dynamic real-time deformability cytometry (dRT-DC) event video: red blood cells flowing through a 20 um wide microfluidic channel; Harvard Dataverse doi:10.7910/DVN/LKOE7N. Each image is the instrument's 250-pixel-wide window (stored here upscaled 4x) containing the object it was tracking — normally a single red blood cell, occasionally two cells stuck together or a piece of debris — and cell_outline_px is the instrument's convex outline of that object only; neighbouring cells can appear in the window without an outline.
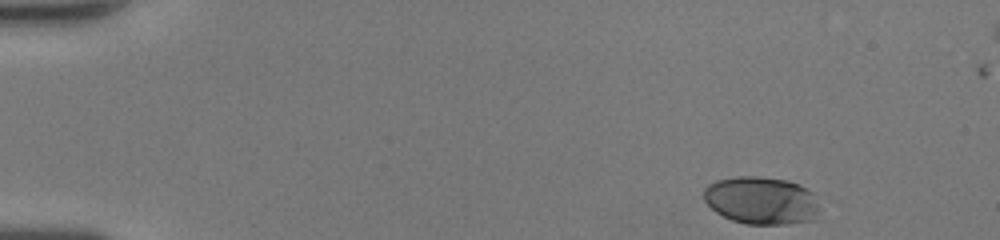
{"species": "human", "species_latin": "Homo sapiens", "temperature_condition": "room temperature", "stored_images_in_passage": 40, "camera_frame_rate_fps": 3000, "um_per_image_px": 0.085, "donor": {"sex": "female"}, "frame": {"image": 1, "passage_image": 1, "time_ms": 0.0, "image_size_px": [1000, 240], "cell_outline_px": [[816, 220], [788, 224], [748, 224], [732, 220], [716, 212], [704, 200], [704, 188], [708, 184], [716, 180], [736, 176], [760, 176], [788, 180], [800, 184], [812, 192], [816, 204]], "centroid_in_image_um": [64.69, 17.03], "position_along_channel_um": 20.3, "area_um2": 32.19}}
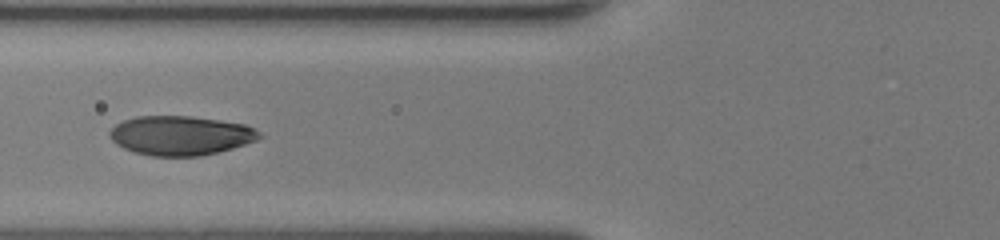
{"frame": {"image": 2, "passage_image": 16, "time_ms": 5.0, "image_size_px": [1000, 240], "cell_outline_px": [[264, 136], [256, 140], [220, 152], [200, 156], [152, 156], [136, 152], [124, 148], [116, 144], [108, 136], [108, 132], [116, 124], [124, 120], [136, 116], [192, 116], [220, 120], [244, 124], [260, 132]], "centroid_in_image_um": [15.34, 11.51], "position_along_channel_um": 110.5, "area_um2": 34.33}}
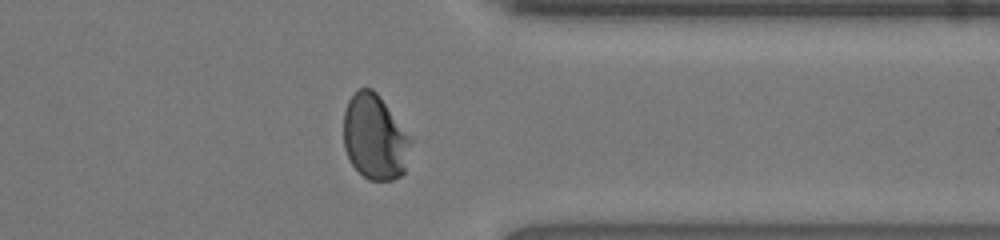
{"frame": {"image": 3, "passage_image": 35, "time_ms": 11.333, "image_size_px": [1000, 240], "cell_outline_px": [[412, 140], [404, 172], [400, 176], [392, 180], [368, 180], [352, 164], [344, 148], [344, 112], [348, 100], [360, 88], [372, 88], [376, 92]], "centroid_in_image_um": [31.84, 11.68], "position_along_channel_um": 379.6, "area_um2": 32.83}, "authors_computed_cell_mechanics": {"area_um2": 34.0153, "velocity_mm_per_s": 4.3034, "shape_relaxation_time_tau1_ms": 2.848, "shape_relaxation_time_tau2_ms": null, "deformation_change_tau1": 0.1831, "deformation_change_tau2": null}}